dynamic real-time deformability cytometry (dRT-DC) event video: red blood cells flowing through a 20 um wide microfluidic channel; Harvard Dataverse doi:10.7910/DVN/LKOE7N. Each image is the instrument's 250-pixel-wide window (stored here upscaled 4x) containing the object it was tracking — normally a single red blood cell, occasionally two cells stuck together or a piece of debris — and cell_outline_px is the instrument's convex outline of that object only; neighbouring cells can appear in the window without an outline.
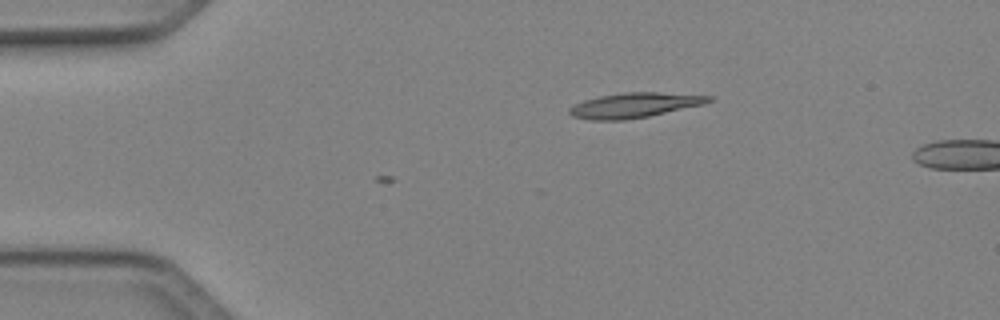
{"species": "Egyptian fruit bat (a non-hibernating species)", "species_latin": "Rousettus aegyptiacus", "temperature_condition": "cold", "stored_images_in_passage": 2, "camera_frame_rate_fps": 3000, "um_per_image_px": 0.085, "animal": {"sex": "female"}, "frame": {"image": 1, "passage_image": 2, "time_ms": 0.333, "image_size_px": [1000, 320], "cell_outline_px": [[712, 100], [704, 104], [648, 116], [624, 120], [592, 120], [572, 116], [568, 112], [568, 108], [584, 100], [600, 96], [624, 92], [656, 92], [712, 96]], "centroid_in_image_um": [53.9, 8.94], "position_along_channel_um": 31.1, "area_um2": 20.0}}